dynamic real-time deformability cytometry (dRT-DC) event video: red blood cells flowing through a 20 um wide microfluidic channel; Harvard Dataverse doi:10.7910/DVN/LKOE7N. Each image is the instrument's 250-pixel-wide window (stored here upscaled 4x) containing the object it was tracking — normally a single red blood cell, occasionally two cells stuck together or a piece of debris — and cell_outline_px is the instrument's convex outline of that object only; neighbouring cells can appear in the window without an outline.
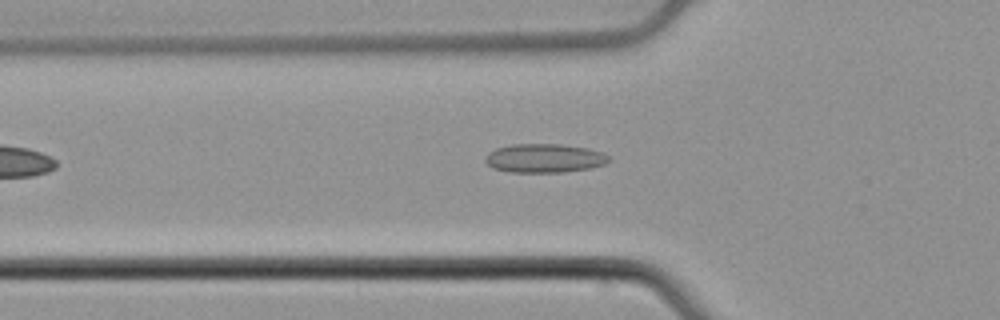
{"species": "common noctule bat (a hibernating species)", "species_latin": "Nyctalus noctula", "temperature_condition": "cold", "stored_images_in_passage": 35, "camera_frame_rate_fps": 3000, "um_per_image_px": 0.085, "animal": {"sex": "male", "body_mass_g": 21.5, "forearm_length_mm": 52.0}, "frame": {"image": 1, "passage_image": 3, "time_ms": 0.667, "image_size_px": [1000, 320], "cell_outline_px": [[612, 160], [604, 164], [592, 168], [564, 172], [508, 172], [492, 168], [484, 160], [484, 156], [488, 152], [496, 148], [512, 144], [560, 144], [588, 148], [604, 152]], "centroid_in_image_um": [46.28, 13.45], "position_along_channel_um": 79.5, "area_um2": 21.04}}
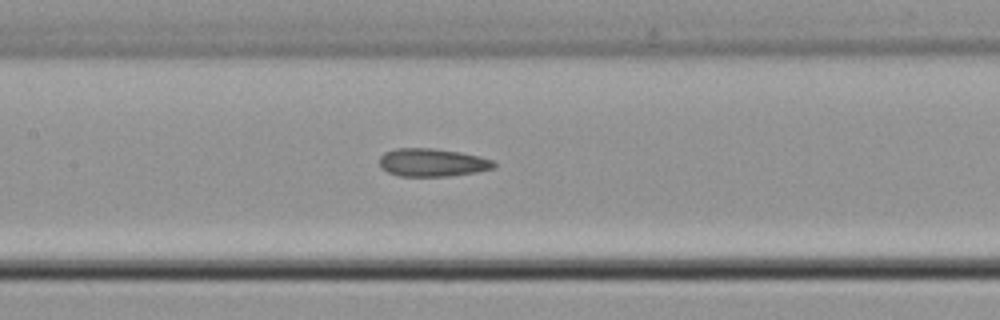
{"frame": {"image": 2, "passage_image": 10, "time_ms": 3.0, "image_size_px": [1000, 320], "cell_outline_px": [[496, 168], [476, 172], [448, 176], [400, 176], [388, 172], [380, 168], [380, 156], [384, 152], [396, 148], [432, 148], [460, 152], [480, 156], [492, 160], [496, 164]], "centroid_in_image_um": [36.74, 13.81], "position_along_channel_um": 170.7, "area_um2": 18.79}}
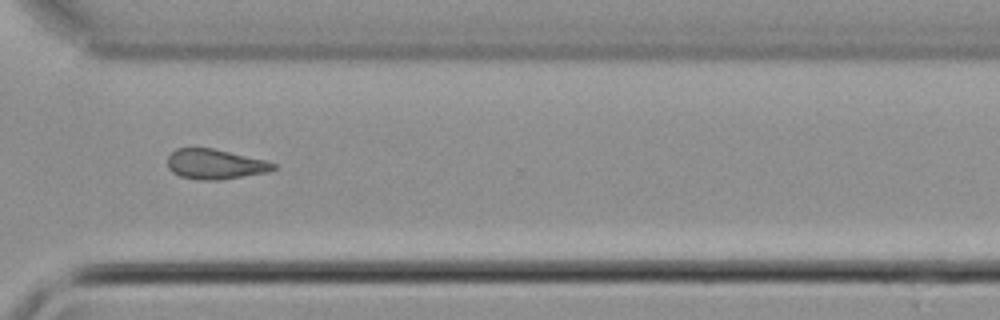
{"frame": {"image": 3, "passage_image": 24, "time_ms": 7.667, "image_size_px": [1000, 320], "cell_outline_px": [[276, 168], [268, 172], [216, 180], [200, 180], [180, 176], [172, 172], [168, 168], [168, 156], [176, 148], [212, 148], [264, 160], [276, 164]], "centroid_in_image_um": [18.25, 13.95], "position_along_channel_um": 352.3, "area_um2": 18.26}, "authors_computed_cell_mechanics": {"area_um2": 18.2648, "velocity_mm_per_s": 3.8882, "shape_relaxation_time_tau1_ms": null, "shape_relaxation_time_tau2_ms": 2.4513, "deformation_change_tau1": null, "deformation_change_tau2": 0.0894}}